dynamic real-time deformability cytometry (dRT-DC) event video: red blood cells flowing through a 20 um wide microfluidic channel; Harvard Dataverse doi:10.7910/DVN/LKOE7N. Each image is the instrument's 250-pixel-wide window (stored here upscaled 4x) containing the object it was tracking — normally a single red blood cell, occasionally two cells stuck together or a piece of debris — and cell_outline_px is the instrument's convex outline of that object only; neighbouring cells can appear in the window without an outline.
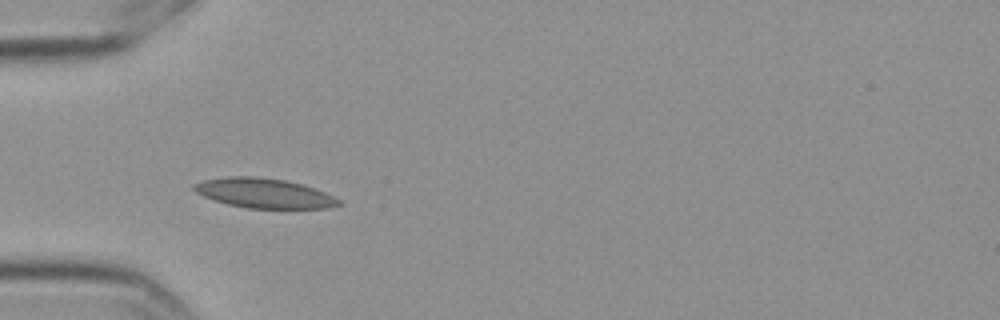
{"species": "Egyptian fruit bat (a non-hibernating species)", "species_latin": "Rousettus aegyptiacus", "temperature_condition": "cold", "stored_images_in_passage": 4, "camera_frame_rate_fps": 3000, "um_per_image_px": 0.085, "frame": {"image": 1, "passage_image": 4, "time_ms": 1.0, "image_size_px": [1000, 320], "cell_outline_px": [[344, 204], [328, 208], [248, 208], [228, 204], [204, 196], [196, 192], [192, 188], [192, 184], [204, 180], [228, 176], [252, 176], [284, 180], [304, 184], [316, 188], [340, 200]], "centroid_in_image_um": [22.47, 16.41], "position_along_channel_um": 62.5, "area_um2": 24.97}}